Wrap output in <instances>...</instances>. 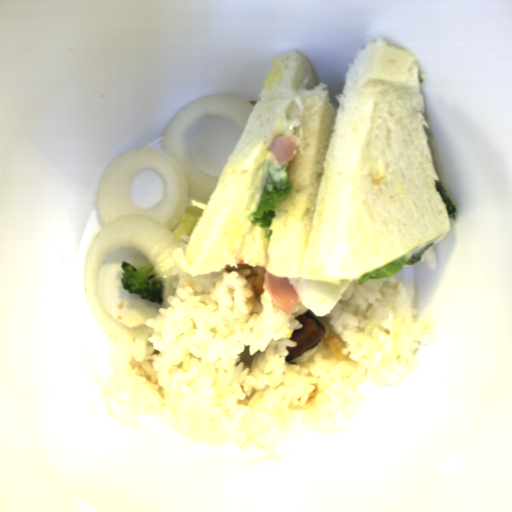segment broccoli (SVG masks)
Returning <instances> with one entry per match:
<instances>
[{"mask_svg": "<svg viewBox=\"0 0 512 512\" xmlns=\"http://www.w3.org/2000/svg\"><path fill=\"white\" fill-rule=\"evenodd\" d=\"M204 209L190 205L185 209L179 221L172 230V236H177L181 239L182 236H189L191 238L194 228Z\"/></svg>", "mask_w": 512, "mask_h": 512, "instance_id": "2", "label": "broccoli"}, {"mask_svg": "<svg viewBox=\"0 0 512 512\" xmlns=\"http://www.w3.org/2000/svg\"><path fill=\"white\" fill-rule=\"evenodd\" d=\"M121 285L129 294L162 305L164 303V282L159 278L155 264L137 268L126 260L121 263Z\"/></svg>", "mask_w": 512, "mask_h": 512, "instance_id": "1", "label": "broccoli"}]
</instances>
